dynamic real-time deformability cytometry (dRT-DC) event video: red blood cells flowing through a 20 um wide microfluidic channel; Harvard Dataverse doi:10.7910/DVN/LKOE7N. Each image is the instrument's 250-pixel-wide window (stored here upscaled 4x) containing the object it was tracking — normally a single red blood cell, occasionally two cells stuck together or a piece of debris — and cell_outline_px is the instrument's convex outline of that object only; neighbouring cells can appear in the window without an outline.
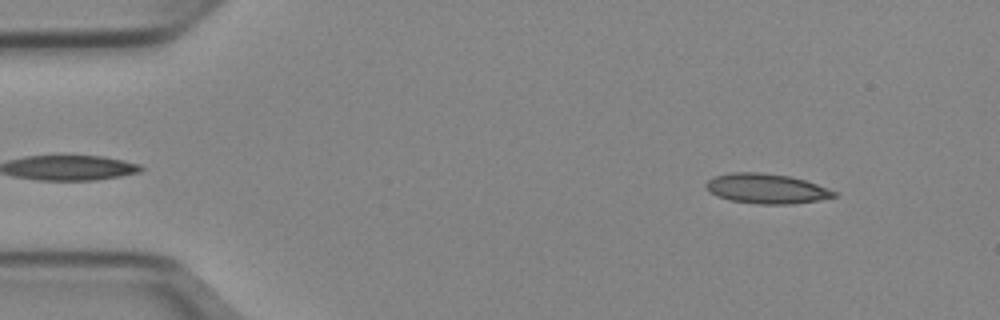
{"species": "Egyptian fruit bat (a non-hibernating species)", "species_latin": "Rousettus aegyptiacus", "temperature_condition": "cold", "stored_images_in_passage": 49, "camera_frame_rate_fps": 3000, "um_per_image_px": 0.085, "animal": {"sex": "female"}, "frame": {"image": 1, "passage_image": 4, "time_ms": 1.0, "image_size_px": [1000, 320], "cell_outline_px": [[840, 192], [836, 196], [820, 200], [792, 204], [756, 204], [728, 200], [716, 196], [704, 184], [708, 180], [716, 176], [732, 172], [760, 172], [788, 176], [804, 180]], "centroid_in_image_um": [65.17, 16.04], "position_along_channel_um": 19.8, "area_um2": 22.31}}
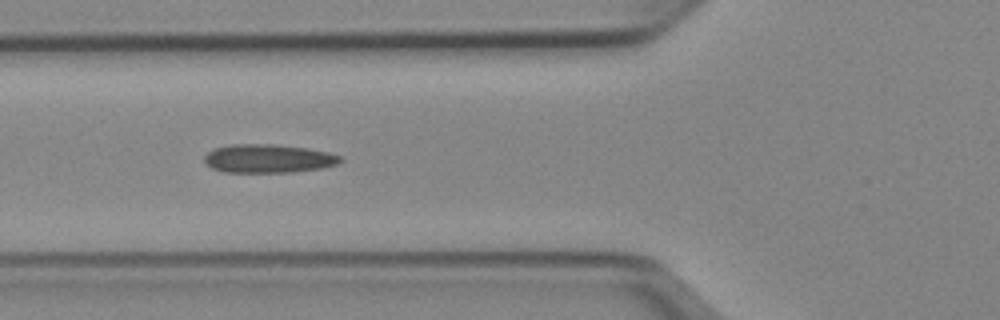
{"frame": {"image": 2, "passage_image": 17, "time_ms": 5.333, "image_size_px": [1000, 320], "cell_outline_px": [[344, 160], [340, 164], [320, 168], [292, 172], [224, 172], [212, 168], [204, 164], [204, 156], [212, 148], [232, 144], [276, 144], [308, 148], [328, 152], [340, 156]], "centroid_in_image_um": [22.79, 13.47], "position_along_channel_um": 103.0, "area_um2": 22.89}}
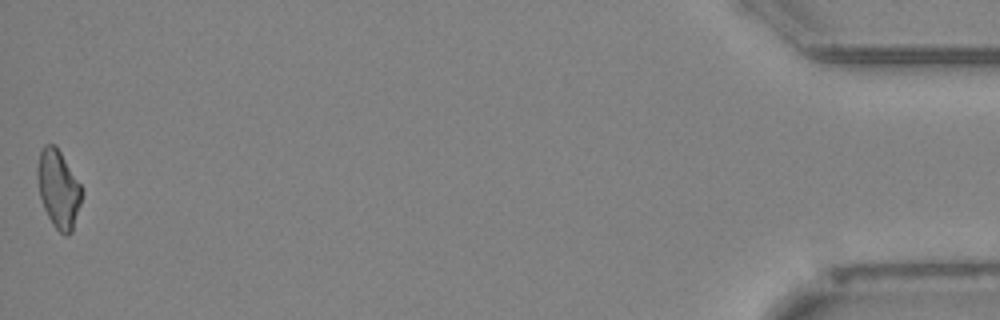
{"frame": {"image": 3, "passage_image": 49, "time_ms": 16.0, "image_size_px": [1000, 320], "cell_outline_px": [[80, 204], [72, 232], [68, 236], [64, 236], [52, 224], [44, 208], [40, 196], [36, 176], [36, 168], [40, 152], [44, 144], [56, 144], [80, 184]], "centroid_in_image_um": [4.93, 16.05], "position_along_channel_um": 430.3, "area_um2": 20.0}, "authors_computed_cell_mechanics": {"area_um2": 21.5016, "velocity_mm_per_s": 3.9564, "shape_relaxation_time_tau1_ms": null, "shape_relaxation_time_tau2_ms": 5.7772, "deformation_change_tau1": null, "deformation_change_tau2": 0.1456}}